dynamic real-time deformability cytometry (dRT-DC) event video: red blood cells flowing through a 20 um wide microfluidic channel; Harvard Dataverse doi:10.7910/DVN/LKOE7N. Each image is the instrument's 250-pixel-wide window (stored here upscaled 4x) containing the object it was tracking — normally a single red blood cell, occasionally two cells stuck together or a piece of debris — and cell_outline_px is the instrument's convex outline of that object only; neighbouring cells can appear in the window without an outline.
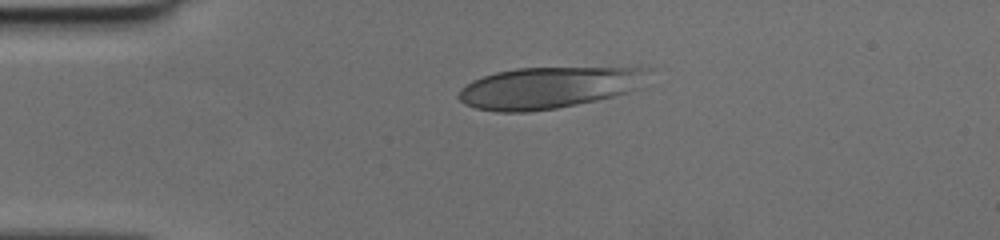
{"species": "human", "species_latin": "Homo sapiens", "temperature_condition": "cold", "stored_images_in_passage": 38, "camera_frame_rate_fps": 3000, "um_per_image_px": 0.085, "donor": {"sex": "female"}, "frame": {"image": 1, "passage_image": 1, "time_ms": 0.0, "image_size_px": [1000, 240], "cell_outline_px": [[652, 68], [640, 88], [628, 92], [596, 100], [556, 108], [528, 112], [496, 112], [476, 108], [464, 104], [456, 96], [460, 88], [472, 80], [496, 72], [516, 68]], "centroid_in_image_um": [46.59, 7.46], "position_along_channel_um": 38.4, "area_um2": 45.78}}
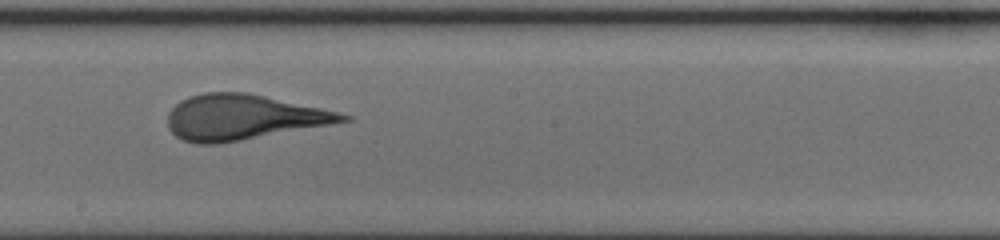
{"frame": {"image": 2, "passage_image": 17, "time_ms": 5.333, "image_size_px": [1000, 240], "cell_outline_px": [[352, 120], [240, 140], [216, 144], [196, 144], [184, 140], [176, 136], [168, 128], [168, 112], [180, 100], [188, 96], [204, 92], [248, 92], [340, 112], [352, 116]], "centroid_in_image_um": [20.63, 9.95], "position_along_channel_um": 227.6, "area_um2": 45.89}}
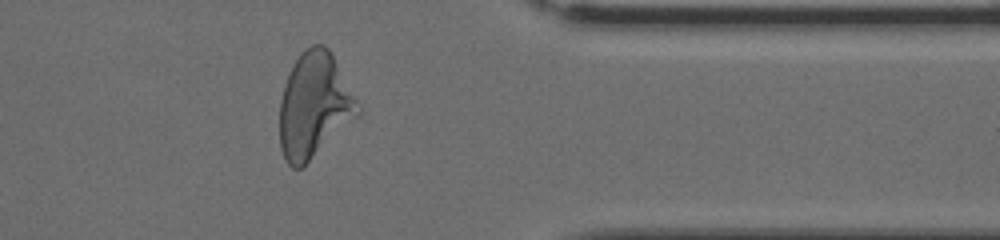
{"frame": {"image": 3, "passage_image": 29, "time_ms": 9.333, "image_size_px": [1000, 240], "cell_outline_px": [[360, 116], [300, 168], [292, 168], [284, 160], [280, 148], [280, 100], [284, 84], [300, 52], [304, 48], [312, 44], [324, 44], [328, 48], [356, 100], [360, 112]], "centroid_in_image_um": [26.68, 8.98], "position_along_channel_um": 384.7, "area_um2": 47.4}}